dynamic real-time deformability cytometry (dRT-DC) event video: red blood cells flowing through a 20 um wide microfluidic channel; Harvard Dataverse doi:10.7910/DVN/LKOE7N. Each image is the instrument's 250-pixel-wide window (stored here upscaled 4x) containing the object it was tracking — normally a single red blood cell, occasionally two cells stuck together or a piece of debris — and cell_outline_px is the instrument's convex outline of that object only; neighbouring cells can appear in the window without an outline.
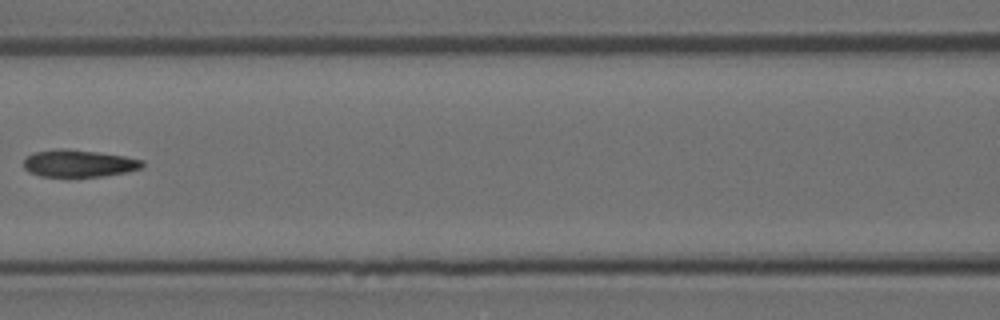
{"species": "Egyptian fruit bat (a non-hibernating species)", "species_latin": "Rousettus aegyptiacus", "temperature_condition": "room temperature", "stored_images_in_passage": 7, "camera_frame_rate_fps": 3000, "um_per_image_px": 0.085, "animal": {"sex": "female"}, "frame": {"image": 1, "passage_image": 6, "time_ms": 1.667, "image_size_px": [1000, 320], "cell_outline_px": [[144, 164], [140, 168], [124, 172], [104, 176], [40, 176], [24, 168], [24, 160], [32, 152], [60, 148], [64, 148], [96, 152], [124, 156], [144, 160]], "centroid_in_image_um": [6.69, 13.87], "position_along_channel_um": 159.9, "area_um2": 18.55}}
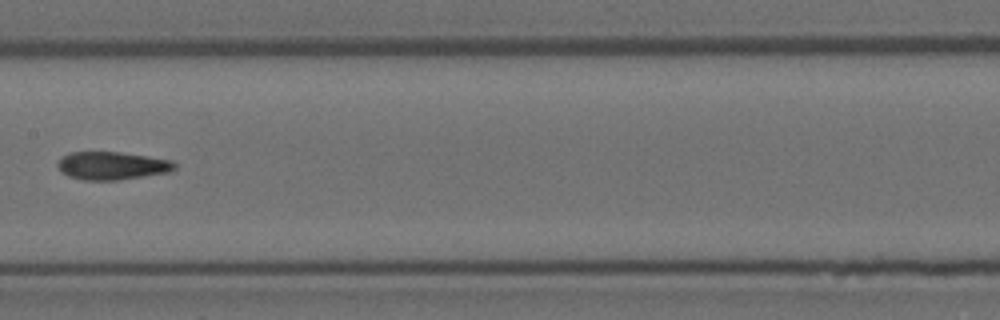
{"frame": {"image": 2, "passage_image": 7, "time_ms": 2.0, "image_size_px": [1000, 320], "cell_outline_px": [[176, 168], [168, 172], [116, 180], [84, 180], [68, 176], [60, 172], [56, 164], [60, 156], [72, 152], [120, 152], [148, 156], [172, 160], [176, 164]], "centroid_in_image_um": [9.47, 14.07], "position_along_channel_um": 197.9, "area_um2": 19.13}}